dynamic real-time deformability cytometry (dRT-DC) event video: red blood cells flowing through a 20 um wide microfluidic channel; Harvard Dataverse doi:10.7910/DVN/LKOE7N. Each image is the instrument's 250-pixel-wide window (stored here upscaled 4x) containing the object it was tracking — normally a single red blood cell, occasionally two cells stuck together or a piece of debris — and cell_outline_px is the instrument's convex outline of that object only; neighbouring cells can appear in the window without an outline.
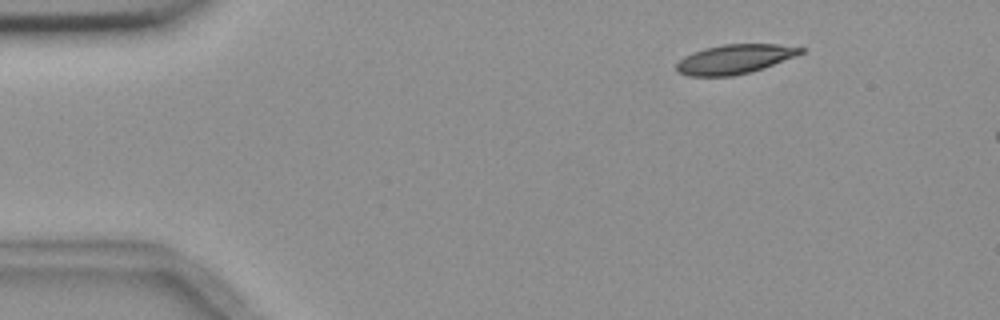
{"species": "common noctule bat (a hibernating species)", "species_latin": "Nyctalus noctula", "temperature_condition": "room temperature", "stored_images_in_passage": 4, "camera_frame_rate_fps": 3000, "um_per_image_px": 0.085, "animal": {"sex": "female", "body_mass_g": 18.4}, "frame": {"image": 1, "passage_image": 2, "time_ms": 2.0, "image_size_px": [1000, 320], "cell_outline_px": [[804, 52], [796, 56], [764, 68], [732, 76], [688, 76], [680, 72], [676, 68], [676, 64], [684, 56], [704, 48], [724, 44], [776, 44], [804, 48]], "centroid_in_image_um": [62.45, 5.02], "position_along_channel_um": 22.5, "area_um2": 21.1}}